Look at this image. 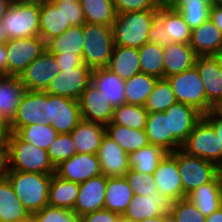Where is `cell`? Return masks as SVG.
Masks as SVG:
<instances>
[{"label": "cell", "instance_id": "obj_1", "mask_svg": "<svg viewBox=\"0 0 222 222\" xmlns=\"http://www.w3.org/2000/svg\"><path fill=\"white\" fill-rule=\"evenodd\" d=\"M5 148V171L34 172L52 175L56 167L46 150L23 141L10 132L3 140Z\"/></svg>", "mask_w": 222, "mask_h": 222}, {"label": "cell", "instance_id": "obj_2", "mask_svg": "<svg viewBox=\"0 0 222 222\" xmlns=\"http://www.w3.org/2000/svg\"><path fill=\"white\" fill-rule=\"evenodd\" d=\"M4 174L31 215L48 205L52 175L22 171H4Z\"/></svg>", "mask_w": 222, "mask_h": 222}, {"label": "cell", "instance_id": "obj_3", "mask_svg": "<svg viewBox=\"0 0 222 222\" xmlns=\"http://www.w3.org/2000/svg\"><path fill=\"white\" fill-rule=\"evenodd\" d=\"M157 14L158 10L116 14L111 26L114 44L139 49L149 42V30Z\"/></svg>", "mask_w": 222, "mask_h": 222}, {"label": "cell", "instance_id": "obj_4", "mask_svg": "<svg viewBox=\"0 0 222 222\" xmlns=\"http://www.w3.org/2000/svg\"><path fill=\"white\" fill-rule=\"evenodd\" d=\"M83 32V63L92 70L106 68L115 46L112 27L103 24L84 23Z\"/></svg>", "mask_w": 222, "mask_h": 222}, {"label": "cell", "instance_id": "obj_5", "mask_svg": "<svg viewBox=\"0 0 222 222\" xmlns=\"http://www.w3.org/2000/svg\"><path fill=\"white\" fill-rule=\"evenodd\" d=\"M181 150L187 155L215 163L222 169V144L213 125L203 116L194 126Z\"/></svg>", "mask_w": 222, "mask_h": 222}, {"label": "cell", "instance_id": "obj_6", "mask_svg": "<svg viewBox=\"0 0 222 222\" xmlns=\"http://www.w3.org/2000/svg\"><path fill=\"white\" fill-rule=\"evenodd\" d=\"M0 23L8 39L39 36L40 5L11 4Z\"/></svg>", "mask_w": 222, "mask_h": 222}, {"label": "cell", "instance_id": "obj_7", "mask_svg": "<svg viewBox=\"0 0 222 222\" xmlns=\"http://www.w3.org/2000/svg\"><path fill=\"white\" fill-rule=\"evenodd\" d=\"M177 164L186 196L201 185L210 182L221 171L215 163L187 155L181 149L177 150Z\"/></svg>", "mask_w": 222, "mask_h": 222}, {"label": "cell", "instance_id": "obj_8", "mask_svg": "<svg viewBox=\"0 0 222 222\" xmlns=\"http://www.w3.org/2000/svg\"><path fill=\"white\" fill-rule=\"evenodd\" d=\"M170 84L177 102L193 106L206 114V93L196 66L165 78Z\"/></svg>", "mask_w": 222, "mask_h": 222}, {"label": "cell", "instance_id": "obj_9", "mask_svg": "<svg viewBox=\"0 0 222 222\" xmlns=\"http://www.w3.org/2000/svg\"><path fill=\"white\" fill-rule=\"evenodd\" d=\"M5 45L7 76L17 77L46 49L45 41L40 36L8 39Z\"/></svg>", "mask_w": 222, "mask_h": 222}, {"label": "cell", "instance_id": "obj_10", "mask_svg": "<svg viewBox=\"0 0 222 222\" xmlns=\"http://www.w3.org/2000/svg\"><path fill=\"white\" fill-rule=\"evenodd\" d=\"M81 120L77 100L47 93L46 124L58 134L71 133Z\"/></svg>", "mask_w": 222, "mask_h": 222}, {"label": "cell", "instance_id": "obj_11", "mask_svg": "<svg viewBox=\"0 0 222 222\" xmlns=\"http://www.w3.org/2000/svg\"><path fill=\"white\" fill-rule=\"evenodd\" d=\"M92 72L85 63L73 69H63L47 86L45 92L78 101L82 92L92 82Z\"/></svg>", "mask_w": 222, "mask_h": 222}, {"label": "cell", "instance_id": "obj_12", "mask_svg": "<svg viewBox=\"0 0 222 222\" xmlns=\"http://www.w3.org/2000/svg\"><path fill=\"white\" fill-rule=\"evenodd\" d=\"M60 73L55 55L45 49L20 75L27 91H45L51 81Z\"/></svg>", "mask_w": 222, "mask_h": 222}, {"label": "cell", "instance_id": "obj_13", "mask_svg": "<svg viewBox=\"0 0 222 222\" xmlns=\"http://www.w3.org/2000/svg\"><path fill=\"white\" fill-rule=\"evenodd\" d=\"M196 69L206 93V114L222 108V69L215 56H197Z\"/></svg>", "mask_w": 222, "mask_h": 222}, {"label": "cell", "instance_id": "obj_14", "mask_svg": "<svg viewBox=\"0 0 222 222\" xmlns=\"http://www.w3.org/2000/svg\"><path fill=\"white\" fill-rule=\"evenodd\" d=\"M47 92L25 91L17 113L9 124L10 132L16 133L21 127L33 124H46Z\"/></svg>", "mask_w": 222, "mask_h": 222}, {"label": "cell", "instance_id": "obj_15", "mask_svg": "<svg viewBox=\"0 0 222 222\" xmlns=\"http://www.w3.org/2000/svg\"><path fill=\"white\" fill-rule=\"evenodd\" d=\"M152 175L158 192L170 202L187 197L183 192L181 176L178 171L177 150L167 153Z\"/></svg>", "mask_w": 222, "mask_h": 222}, {"label": "cell", "instance_id": "obj_16", "mask_svg": "<svg viewBox=\"0 0 222 222\" xmlns=\"http://www.w3.org/2000/svg\"><path fill=\"white\" fill-rule=\"evenodd\" d=\"M82 120L100 123L106 126L111 122L114 107L109 103L105 94L91 82L82 92L79 100Z\"/></svg>", "mask_w": 222, "mask_h": 222}, {"label": "cell", "instance_id": "obj_17", "mask_svg": "<svg viewBox=\"0 0 222 222\" xmlns=\"http://www.w3.org/2000/svg\"><path fill=\"white\" fill-rule=\"evenodd\" d=\"M55 174L64 180L78 184L99 176L101 169L98 155L76 153L69 159L62 161L56 167Z\"/></svg>", "mask_w": 222, "mask_h": 222}, {"label": "cell", "instance_id": "obj_18", "mask_svg": "<svg viewBox=\"0 0 222 222\" xmlns=\"http://www.w3.org/2000/svg\"><path fill=\"white\" fill-rule=\"evenodd\" d=\"M168 117L169 133L182 145L192 132L196 123L203 117V114L193 106L176 102L166 111Z\"/></svg>", "mask_w": 222, "mask_h": 222}, {"label": "cell", "instance_id": "obj_19", "mask_svg": "<svg viewBox=\"0 0 222 222\" xmlns=\"http://www.w3.org/2000/svg\"><path fill=\"white\" fill-rule=\"evenodd\" d=\"M97 155L101 174L105 177H124L131 169L127 152L106 134L102 138Z\"/></svg>", "mask_w": 222, "mask_h": 222}, {"label": "cell", "instance_id": "obj_20", "mask_svg": "<svg viewBox=\"0 0 222 222\" xmlns=\"http://www.w3.org/2000/svg\"><path fill=\"white\" fill-rule=\"evenodd\" d=\"M107 177L99 175L79 184L74 211L81 217L104 208Z\"/></svg>", "mask_w": 222, "mask_h": 222}, {"label": "cell", "instance_id": "obj_21", "mask_svg": "<svg viewBox=\"0 0 222 222\" xmlns=\"http://www.w3.org/2000/svg\"><path fill=\"white\" fill-rule=\"evenodd\" d=\"M170 203L171 202L159 192L148 196L133 195L131 203L122 216L135 222L158 217L169 212Z\"/></svg>", "mask_w": 222, "mask_h": 222}, {"label": "cell", "instance_id": "obj_22", "mask_svg": "<svg viewBox=\"0 0 222 222\" xmlns=\"http://www.w3.org/2000/svg\"><path fill=\"white\" fill-rule=\"evenodd\" d=\"M70 24L66 21L65 5H56L46 0L40 4L39 36L45 43L64 33Z\"/></svg>", "mask_w": 222, "mask_h": 222}, {"label": "cell", "instance_id": "obj_23", "mask_svg": "<svg viewBox=\"0 0 222 222\" xmlns=\"http://www.w3.org/2000/svg\"><path fill=\"white\" fill-rule=\"evenodd\" d=\"M32 215L18 199L7 176L0 177V222H31Z\"/></svg>", "mask_w": 222, "mask_h": 222}, {"label": "cell", "instance_id": "obj_24", "mask_svg": "<svg viewBox=\"0 0 222 222\" xmlns=\"http://www.w3.org/2000/svg\"><path fill=\"white\" fill-rule=\"evenodd\" d=\"M189 44L197 56H214L222 49V33L208 19L192 29Z\"/></svg>", "mask_w": 222, "mask_h": 222}, {"label": "cell", "instance_id": "obj_25", "mask_svg": "<svg viewBox=\"0 0 222 222\" xmlns=\"http://www.w3.org/2000/svg\"><path fill=\"white\" fill-rule=\"evenodd\" d=\"M26 89L17 76H0V114L10 124Z\"/></svg>", "mask_w": 222, "mask_h": 222}, {"label": "cell", "instance_id": "obj_26", "mask_svg": "<svg viewBox=\"0 0 222 222\" xmlns=\"http://www.w3.org/2000/svg\"><path fill=\"white\" fill-rule=\"evenodd\" d=\"M164 79L195 65L197 55L190 44L172 43L163 46Z\"/></svg>", "mask_w": 222, "mask_h": 222}, {"label": "cell", "instance_id": "obj_27", "mask_svg": "<svg viewBox=\"0 0 222 222\" xmlns=\"http://www.w3.org/2000/svg\"><path fill=\"white\" fill-rule=\"evenodd\" d=\"M145 131L149 143L160 146L167 153L181 149L182 145L169 133L168 117L165 112L149 113Z\"/></svg>", "mask_w": 222, "mask_h": 222}, {"label": "cell", "instance_id": "obj_28", "mask_svg": "<svg viewBox=\"0 0 222 222\" xmlns=\"http://www.w3.org/2000/svg\"><path fill=\"white\" fill-rule=\"evenodd\" d=\"M70 134L76 145L77 153L97 154L106 129L100 123L81 120Z\"/></svg>", "mask_w": 222, "mask_h": 222}, {"label": "cell", "instance_id": "obj_29", "mask_svg": "<svg viewBox=\"0 0 222 222\" xmlns=\"http://www.w3.org/2000/svg\"><path fill=\"white\" fill-rule=\"evenodd\" d=\"M202 215L208 217L222 207L220 172L208 183L201 185L187 195Z\"/></svg>", "mask_w": 222, "mask_h": 222}, {"label": "cell", "instance_id": "obj_30", "mask_svg": "<svg viewBox=\"0 0 222 222\" xmlns=\"http://www.w3.org/2000/svg\"><path fill=\"white\" fill-rule=\"evenodd\" d=\"M133 195V190L125 177H107L104 209L122 216L131 203Z\"/></svg>", "mask_w": 222, "mask_h": 222}, {"label": "cell", "instance_id": "obj_31", "mask_svg": "<svg viewBox=\"0 0 222 222\" xmlns=\"http://www.w3.org/2000/svg\"><path fill=\"white\" fill-rule=\"evenodd\" d=\"M84 45L83 25L70 26L64 33L45 43L46 49L53 55H80Z\"/></svg>", "mask_w": 222, "mask_h": 222}, {"label": "cell", "instance_id": "obj_32", "mask_svg": "<svg viewBox=\"0 0 222 222\" xmlns=\"http://www.w3.org/2000/svg\"><path fill=\"white\" fill-rule=\"evenodd\" d=\"M107 68L122 80H127L140 73V57L138 48L115 45Z\"/></svg>", "mask_w": 222, "mask_h": 222}, {"label": "cell", "instance_id": "obj_33", "mask_svg": "<svg viewBox=\"0 0 222 222\" xmlns=\"http://www.w3.org/2000/svg\"><path fill=\"white\" fill-rule=\"evenodd\" d=\"M92 82L105 94L114 108L125 104V82L107 67L93 70Z\"/></svg>", "mask_w": 222, "mask_h": 222}, {"label": "cell", "instance_id": "obj_34", "mask_svg": "<svg viewBox=\"0 0 222 222\" xmlns=\"http://www.w3.org/2000/svg\"><path fill=\"white\" fill-rule=\"evenodd\" d=\"M105 129L106 135L128 155L150 144L145 130L130 129L112 122L108 123Z\"/></svg>", "mask_w": 222, "mask_h": 222}, {"label": "cell", "instance_id": "obj_35", "mask_svg": "<svg viewBox=\"0 0 222 222\" xmlns=\"http://www.w3.org/2000/svg\"><path fill=\"white\" fill-rule=\"evenodd\" d=\"M78 191V183L64 180L54 173L49 186L48 205L73 210Z\"/></svg>", "mask_w": 222, "mask_h": 222}, {"label": "cell", "instance_id": "obj_36", "mask_svg": "<svg viewBox=\"0 0 222 222\" xmlns=\"http://www.w3.org/2000/svg\"><path fill=\"white\" fill-rule=\"evenodd\" d=\"M157 80V77L142 72L124 80L125 103L144 106Z\"/></svg>", "mask_w": 222, "mask_h": 222}, {"label": "cell", "instance_id": "obj_37", "mask_svg": "<svg viewBox=\"0 0 222 222\" xmlns=\"http://www.w3.org/2000/svg\"><path fill=\"white\" fill-rule=\"evenodd\" d=\"M157 16L163 21L164 28L173 43L189 44L192 30L179 11L160 5Z\"/></svg>", "mask_w": 222, "mask_h": 222}, {"label": "cell", "instance_id": "obj_38", "mask_svg": "<svg viewBox=\"0 0 222 222\" xmlns=\"http://www.w3.org/2000/svg\"><path fill=\"white\" fill-rule=\"evenodd\" d=\"M165 155H167V152L160 146L149 144L129 154V164L135 171L153 174Z\"/></svg>", "mask_w": 222, "mask_h": 222}, {"label": "cell", "instance_id": "obj_39", "mask_svg": "<svg viewBox=\"0 0 222 222\" xmlns=\"http://www.w3.org/2000/svg\"><path fill=\"white\" fill-rule=\"evenodd\" d=\"M85 23L103 24L112 26L116 11L113 0H80Z\"/></svg>", "mask_w": 222, "mask_h": 222}, {"label": "cell", "instance_id": "obj_40", "mask_svg": "<svg viewBox=\"0 0 222 222\" xmlns=\"http://www.w3.org/2000/svg\"><path fill=\"white\" fill-rule=\"evenodd\" d=\"M148 114L144 106L125 103L114 108L111 122L130 129L145 130Z\"/></svg>", "mask_w": 222, "mask_h": 222}, {"label": "cell", "instance_id": "obj_41", "mask_svg": "<svg viewBox=\"0 0 222 222\" xmlns=\"http://www.w3.org/2000/svg\"><path fill=\"white\" fill-rule=\"evenodd\" d=\"M138 51L141 72L164 79L163 46L147 42Z\"/></svg>", "mask_w": 222, "mask_h": 222}, {"label": "cell", "instance_id": "obj_42", "mask_svg": "<svg viewBox=\"0 0 222 222\" xmlns=\"http://www.w3.org/2000/svg\"><path fill=\"white\" fill-rule=\"evenodd\" d=\"M16 134L23 141L46 151L58 136L57 131L48 124L27 125L25 127H21Z\"/></svg>", "mask_w": 222, "mask_h": 222}, {"label": "cell", "instance_id": "obj_43", "mask_svg": "<svg viewBox=\"0 0 222 222\" xmlns=\"http://www.w3.org/2000/svg\"><path fill=\"white\" fill-rule=\"evenodd\" d=\"M176 102L175 94L168 81L166 79H158L144 107L148 113L165 112Z\"/></svg>", "mask_w": 222, "mask_h": 222}, {"label": "cell", "instance_id": "obj_44", "mask_svg": "<svg viewBox=\"0 0 222 222\" xmlns=\"http://www.w3.org/2000/svg\"><path fill=\"white\" fill-rule=\"evenodd\" d=\"M50 161L57 167L62 161H65L77 153L76 145L70 133L58 134L54 142L47 150Z\"/></svg>", "mask_w": 222, "mask_h": 222}, {"label": "cell", "instance_id": "obj_45", "mask_svg": "<svg viewBox=\"0 0 222 222\" xmlns=\"http://www.w3.org/2000/svg\"><path fill=\"white\" fill-rule=\"evenodd\" d=\"M169 212L176 222H205L206 217L200 213L195 204L187 197L170 203Z\"/></svg>", "mask_w": 222, "mask_h": 222}, {"label": "cell", "instance_id": "obj_46", "mask_svg": "<svg viewBox=\"0 0 222 222\" xmlns=\"http://www.w3.org/2000/svg\"><path fill=\"white\" fill-rule=\"evenodd\" d=\"M31 222H80V216L74 210L46 205L32 214Z\"/></svg>", "mask_w": 222, "mask_h": 222}, {"label": "cell", "instance_id": "obj_47", "mask_svg": "<svg viewBox=\"0 0 222 222\" xmlns=\"http://www.w3.org/2000/svg\"><path fill=\"white\" fill-rule=\"evenodd\" d=\"M134 195H154L158 192L156 182L152 174L138 172L132 168L124 175Z\"/></svg>", "mask_w": 222, "mask_h": 222}, {"label": "cell", "instance_id": "obj_48", "mask_svg": "<svg viewBox=\"0 0 222 222\" xmlns=\"http://www.w3.org/2000/svg\"><path fill=\"white\" fill-rule=\"evenodd\" d=\"M209 3H189L179 11L184 18L186 24L191 28L200 26L203 22L209 19L210 16Z\"/></svg>", "mask_w": 222, "mask_h": 222}, {"label": "cell", "instance_id": "obj_49", "mask_svg": "<svg viewBox=\"0 0 222 222\" xmlns=\"http://www.w3.org/2000/svg\"><path fill=\"white\" fill-rule=\"evenodd\" d=\"M116 14L144 10H158L160 0H113Z\"/></svg>", "mask_w": 222, "mask_h": 222}, {"label": "cell", "instance_id": "obj_50", "mask_svg": "<svg viewBox=\"0 0 222 222\" xmlns=\"http://www.w3.org/2000/svg\"><path fill=\"white\" fill-rule=\"evenodd\" d=\"M148 38L149 42L160 46H166L173 43L169 37V33L166 32L164 28L163 21L158 16H156L152 22Z\"/></svg>", "mask_w": 222, "mask_h": 222}, {"label": "cell", "instance_id": "obj_51", "mask_svg": "<svg viewBox=\"0 0 222 222\" xmlns=\"http://www.w3.org/2000/svg\"><path fill=\"white\" fill-rule=\"evenodd\" d=\"M55 4L65 5L66 21L69 22L70 26L83 25L85 23L84 13L80 3L60 2Z\"/></svg>", "mask_w": 222, "mask_h": 222}, {"label": "cell", "instance_id": "obj_52", "mask_svg": "<svg viewBox=\"0 0 222 222\" xmlns=\"http://www.w3.org/2000/svg\"><path fill=\"white\" fill-rule=\"evenodd\" d=\"M120 214L100 209L80 217V222H119Z\"/></svg>", "mask_w": 222, "mask_h": 222}, {"label": "cell", "instance_id": "obj_53", "mask_svg": "<svg viewBox=\"0 0 222 222\" xmlns=\"http://www.w3.org/2000/svg\"><path fill=\"white\" fill-rule=\"evenodd\" d=\"M60 71L68 68H75L83 64L82 57L80 55H55Z\"/></svg>", "mask_w": 222, "mask_h": 222}, {"label": "cell", "instance_id": "obj_54", "mask_svg": "<svg viewBox=\"0 0 222 222\" xmlns=\"http://www.w3.org/2000/svg\"><path fill=\"white\" fill-rule=\"evenodd\" d=\"M203 116L213 125L222 144V110L212 109L210 112Z\"/></svg>", "mask_w": 222, "mask_h": 222}, {"label": "cell", "instance_id": "obj_55", "mask_svg": "<svg viewBox=\"0 0 222 222\" xmlns=\"http://www.w3.org/2000/svg\"><path fill=\"white\" fill-rule=\"evenodd\" d=\"M189 3H209L210 0H160V5L172 10H182Z\"/></svg>", "mask_w": 222, "mask_h": 222}, {"label": "cell", "instance_id": "obj_56", "mask_svg": "<svg viewBox=\"0 0 222 222\" xmlns=\"http://www.w3.org/2000/svg\"><path fill=\"white\" fill-rule=\"evenodd\" d=\"M209 19L215 24L222 33V6H212L210 8Z\"/></svg>", "mask_w": 222, "mask_h": 222}, {"label": "cell", "instance_id": "obj_57", "mask_svg": "<svg viewBox=\"0 0 222 222\" xmlns=\"http://www.w3.org/2000/svg\"><path fill=\"white\" fill-rule=\"evenodd\" d=\"M7 50L6 45H0V76H7Z\"/></svg>", "mask_w": 222, "mask_h": 222}, {"label": "cell", "instance_id": "obj_58", "mask_svg": "<svg viewBox=\"0 0 222 222\" xmlns=\"http://www.w3.org/2000/svg\"><path fill=\"white\" fill-rule=\"evenodd\" d=\"M9 133H10L9 124L0 114V141H3Z\"/></svg>", "mask_w": 222, "mask_h": 222}, {"label": "cell", "instance_id": "obj_59", "mask_svg": "<svg viewBox=\"0 0 222 222\" xmlns=\"http://www.w3.org/2000/svg\"><path fill=\"white\" fill-rule=\"evenodd\" d=\"M5 171V148L3 141H0V177Z\"/></svg>", "mask_w": 222, "mask_h": 222}, {"label": "cell", "instance_id": "obj_60", "mask_svg": "<svg viewBox=\"0 0 222 222\" xmlns=\"http://www.w3.org/2000/svg\"><path fill=\"white\" fill-rule=\"evenodd\" d=\"M205 222H222V207L206 217Z\"/></svg>", "mask_w": 222, "mask_h": 222}, {"label": "cell", "instance_id": "obj_61", "mask_svg": "<svg viewBox=\"0 0 222 222\" xmlns=\"http://www.w3.org/2000/svg\"><path fill=\"white\" fill-rule=\"evenodd\" d=\"M11 5V0H0V20L6 14L8 7Z\"/></svg>", "mask_w": 222, "mask_h": 222}, {"label": "cell", "instance_id": "obj_62", "mask_svg": "<svg viewBox=\"0 0 222 222\" xmlns=\"http://www.w3.org/2000/svg\"><path fill=\"white\" fill-rule=\"evenodd\" d=\"M46 0H11V4H38L45 2Z\"/></svg>", "mask_w": 222, "mask_h": 222}, {"label": "cell", "instance_id": "obj_63", "mask_svg": "<svg viewBox=\"0 0 222 222\" xmlns=\"http://www.w3.org/2000/svg\"><path fill=\"white\" fill-rule=\"evenodd\" d=\"M8 41V37L6 35L5 29L3 28L2 24L0 23V45L5 44Z\"/></svg>", "mask_w": 222, "mask_h": 222}, {"label": "cell", "instance_id": "obj_64", "mask_svg": "<svg viewBox=\"0 0 222 222\" xmlns=\"http://www.w3.org/2000/svg\"><path fill=\"white\" fill-rule=\"evenodd\" d=\"M137 222H163V215H160L158 217L149 218V219H144V220L137 221Z\"/></svg>", "mask_w": 222, "mask_h": 222}, {"label": "cell", "instance_id": "obj_65", "mask_svg": "<svg viewBox=\"0 0 222 222\" xmlns=\"http://www.w3.org/2000/svg\"><path fill=\"white\" fill-rule=\"evenodd\" d=\"M163 222H176V219L168 212L163 215Z\"/></svg>", "mask_w": 222, "mask_h": 222}, {"label": "cell", "instance_id": "obj_66", "mask_svg": "<svg viewBox=\"0 0 222 222\" xmlns=\"http://www.w3.org/2000/svg\"><path fill=\"white\" fill-rule=\"evenodd\" d=\"M214 56L218 60L219 65L222 69V49L220 51H218Z\"/></svg>", "mask_w": 222, "mask_h": 222}, {"label": "cell", "instance_id": "obj_67", "mask_svg": "<svg viewBox=\"0 0 222 222\" xmlns=\"http://www.w3.org/2000/svg\"><path fill=\"white\" fill-rule=\"evenodd\" d=\"M51 1L53 3H60V2H72V3H79L80 0H48Z\"/></svg>", "mask_w": 222, "mask_h": 222}, {"label": "cell", "instance_id": "obj_68", "mask_svg": "<svg viewBox=\"0 0 222 222\" xmlns=\"http://www.w3.org/2000/svg\"><path fill=\"white\" fill-rule=\"evenodd\" d=\"M210 6H222V0H210Z\"/></svg>", "mask_w": 222, "mask_h": 222}, {"label": "cell", "instance_id": "obj_69", "mask_svg": "<svg viewBox=\"0 0 222 222\" xmlns=\"http://www.w3.org/2000/svg\"><path fill=\"white\" fill-rule=\"evenodd\" d=\"M221 205H222V169L220 171Z\"/></svg>", "mask_w": 222, "mask_h": 222}, {"label": "cell", "instance_id": "obj_70", "mask_svg": "<svg viewBox=\"0 0 222 222\" xmlns=\"http://www.w3.org/2000/svg\"><path fill=\"white\" fill-rule=\"evenodd\" d=\"M119 222H135V221L128 220V219L124 218L123 216H121V217L119 218Z\"/></svg>", "mask_w": 222, "mask_h": 222}]
</instances>
